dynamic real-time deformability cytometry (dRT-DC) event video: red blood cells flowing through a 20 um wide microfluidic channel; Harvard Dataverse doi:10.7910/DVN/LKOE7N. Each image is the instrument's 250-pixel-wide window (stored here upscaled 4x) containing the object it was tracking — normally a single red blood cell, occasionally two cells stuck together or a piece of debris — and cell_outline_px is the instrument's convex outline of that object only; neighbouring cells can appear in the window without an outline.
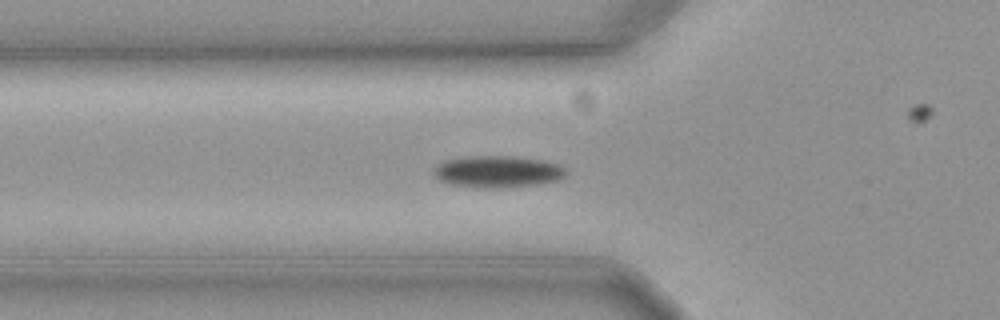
{"species": "common noctule bat (a hibernating species)", "species_latin": "Nyctalus noctula", "temperature_condition": "cold", "stored_images_in_passage": 42, "segment_of_instrument_passage": [1, 2], "camera_frame_rate_fps": 3000, "um_per_image_px": 0.085, "animal": {"sex": "female", "body_mass_g": 19.3, "forearm_length_mm": 54.1}, "frame": {"image": 1, "passage_image": 4, "time_ms": 1.0, "image_size_px": [1000, 320], "cell_outline_px": [[568, 172], [564, 176], [556, 180], [540, 184], [500, 188], [476, 188], [452, 184], [440, 180], [432, 172], [432, 168], [436, 164], [444, 160], [468, 156], [516, 156], [544, 160], [560, 164]], "centroid_in_image_um": [42.29, 14.58], "position_along_channel_um": 83.5, "area_um2": 24.85}}
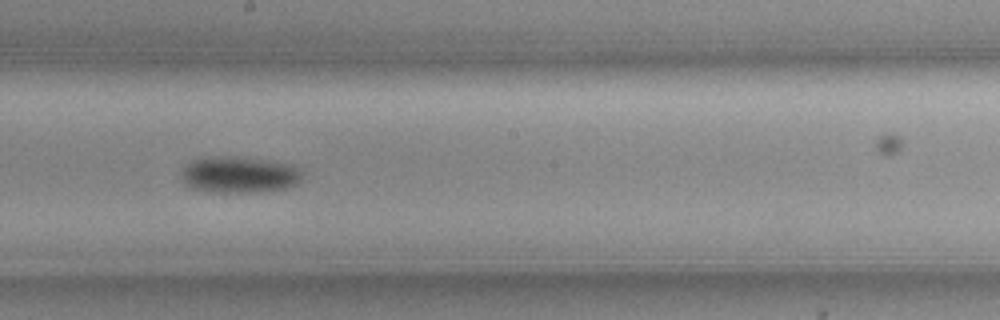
{"frame": {"image": 2, "passage_image": 16, "time_ms": 5.0, "image_size_px": [1000, 320], "cell_outline_px": [[300, 180], [296, 184], [284, 188], [260, 192], [216, 192], [192, 188], [184, 184], [180, 176], [180, 172], [192, 160], [200, 156], [232, 156], [272, 160], [292, 164], [300, 168]], "centroid_in_image_um": [20.3, 14.82], "position_along_channel_um": 227.9, "area_um2": 26.01}}
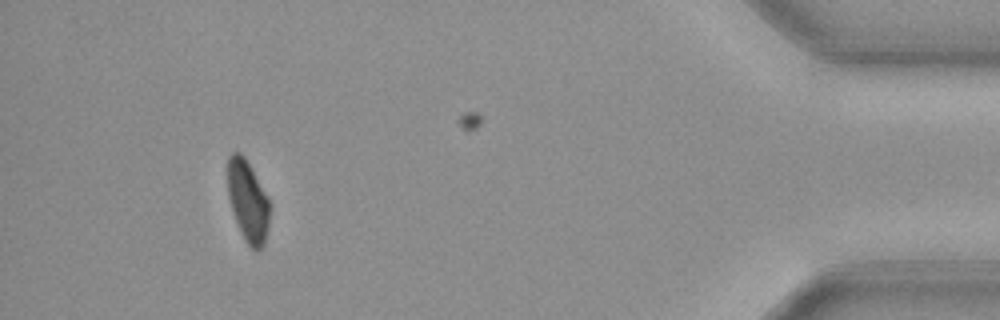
{"frame": {"image": 3, "passage_image": 37, "time_ms": 12.0, "image_size_px": [1000, 320], "cell_outline_px": [[272, 208], [268, 228], [264, 244], [256, 252], [244, 240], [240, 232], [228, 196], [228, 156], [232, 152], [240, 152], [244, 156], [268, 196], [272, 204]], "centroid_in_image_um": [21.11, 17.11], "position_along_channel_um": 414.1, "area_um2": 20.17}}